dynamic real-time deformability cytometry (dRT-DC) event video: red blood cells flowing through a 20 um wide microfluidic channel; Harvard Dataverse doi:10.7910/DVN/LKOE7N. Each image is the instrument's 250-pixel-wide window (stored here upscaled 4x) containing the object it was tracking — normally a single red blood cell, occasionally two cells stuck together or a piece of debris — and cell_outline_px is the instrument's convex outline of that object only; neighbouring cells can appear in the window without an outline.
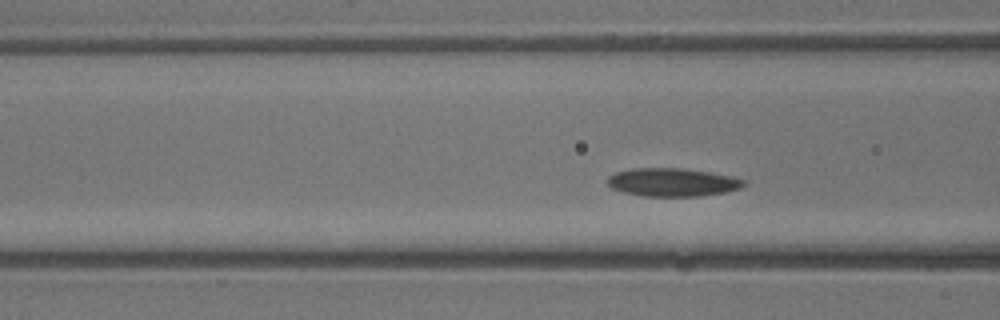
{"species": "common noctule bat (a hibernating species)", "species_latin": "Nyctalus noctula", "temperature_condition": "warm", "stored_images_in_passage": 5, "segment_of_instrument_passage": [2, 2], "camera_frame_rate_fps": 3000, "um_per_image_px": 0.085, "animal": {"sex": "male", "body_mass_g": 13.3}, "frame": {"image": 1, "passage_image": 5, "time_ms": 1.333, "image_size_px": [1000, 320], "cell_outline_px": [[744, 184], [740, 188], [724, 192], [700, 196], [644, 196], [624, 192], [612, 188], [608, 184], [608, 176], [616, 172], [632, 168], [680, 168], [708, 172], [728, 176], [744, 180]], "centroid_in_image_um": [57.11, 15.49], "position_along_channel_um": 109.5, "area_um2": 22.08}}